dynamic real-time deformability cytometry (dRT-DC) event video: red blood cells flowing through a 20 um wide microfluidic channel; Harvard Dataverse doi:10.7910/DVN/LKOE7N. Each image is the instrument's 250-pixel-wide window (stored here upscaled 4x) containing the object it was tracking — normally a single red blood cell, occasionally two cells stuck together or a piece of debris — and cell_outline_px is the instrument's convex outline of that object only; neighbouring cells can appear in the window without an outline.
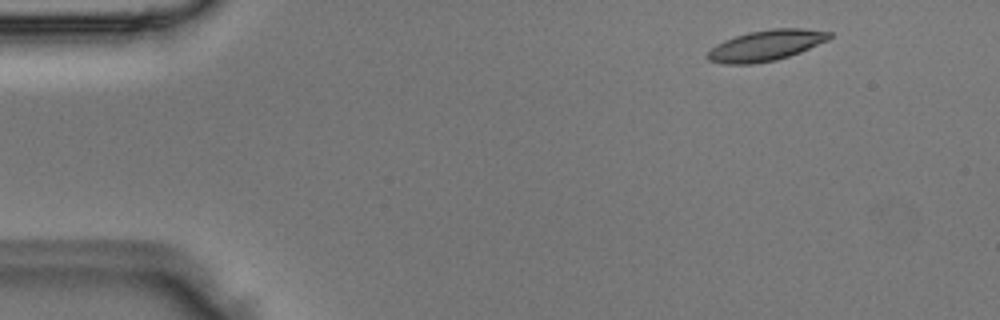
{"species": "Egyptian fruit bat (a non-hibernating species)", "species_latin": "Rousettus aegyptiacus", "temperature_condition": "room temperature", "stored_images_in_passage": 5, "camera_frame_rate_fps": 3000, "um_per_image_px": 0.085, "animal": {"sex": "male"}, "frame": {"image": 1, "passage_image": 1, "time_ms": 0.0, "image_size_px": [1000, 320], "cell_outline_px": [[832, 36], [828, 40], [800, 52], [776, 60], [752, 64], [724, 64], [708, 60], [704, 56], [716, 44], [724, 40], [748, 32], [772, 28], [804, 28], [832, 32]], "centroid_in_image_um": [65.1, 3.86], "position_along_channel_um": 19.9, "area_um2": 21.91}}
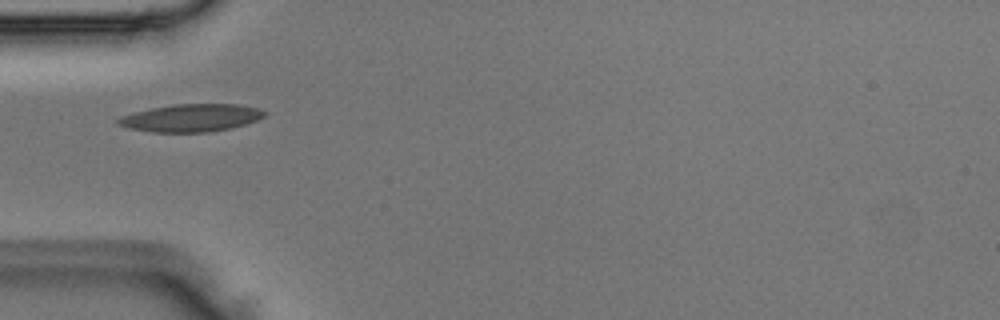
{"frame": {"image": 2, "passage_image": 4, "time_ms": 1.0, "image_size_px": [1000, 320], "cell_outline_px": [[268, 112], [264, 116], [256, 120], [232, 128], [208, 132], [152, 132], [128, 128], [116, 124], [116, 120], [120, 116], [152, 108], [172, 104], [240, 104], [260, 108]], "centroid_in_image_um": [16.25, 10.01], "position_along_channel_um": 68.7, "area_um2": 23.64}}